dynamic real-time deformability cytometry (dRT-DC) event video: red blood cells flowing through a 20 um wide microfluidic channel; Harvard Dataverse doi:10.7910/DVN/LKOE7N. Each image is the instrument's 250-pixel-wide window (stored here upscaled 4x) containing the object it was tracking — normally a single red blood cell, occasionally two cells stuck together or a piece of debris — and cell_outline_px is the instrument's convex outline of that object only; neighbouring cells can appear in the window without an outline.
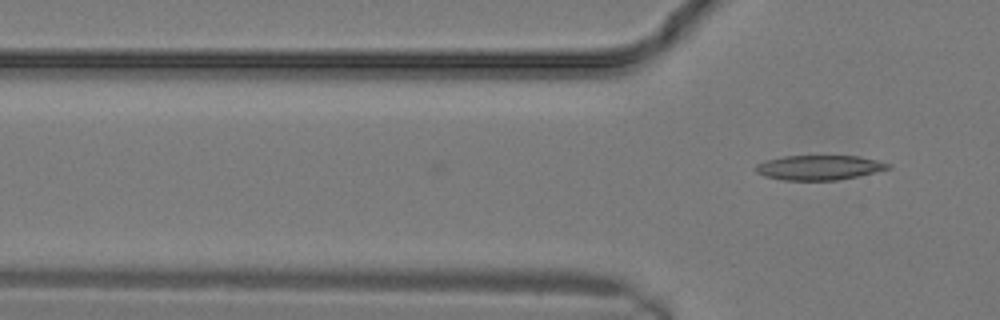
{"species": "common noctule bat (a hibernating species)", "species_latin": "Nyctalus noctula", "temperature_condition": "warm", "stored_images_in_passage": 3, "camera_frame_rate_fps": 3000, "um_per_image_px": 0.085, "animal": {"sex": "male", "body_mass_g": 19.2, "forearm_length_mm": 51.8}, "frame": {"image": 1, "passage_image": 3, "time_ms": 0.667, "image_size_px": [1000, 320], "cell_outline_px": [[892, 168], [856, 176], [836, 180], [784, 180], [768, 176], [756, 172], [756, 164], [764, 160], [784, 156], [860, 156], [892, 164]], "centroid_in_image_um": [69.64, 14.23], "position_along_channel_um": 56.2, "area_um2": 18.9}}